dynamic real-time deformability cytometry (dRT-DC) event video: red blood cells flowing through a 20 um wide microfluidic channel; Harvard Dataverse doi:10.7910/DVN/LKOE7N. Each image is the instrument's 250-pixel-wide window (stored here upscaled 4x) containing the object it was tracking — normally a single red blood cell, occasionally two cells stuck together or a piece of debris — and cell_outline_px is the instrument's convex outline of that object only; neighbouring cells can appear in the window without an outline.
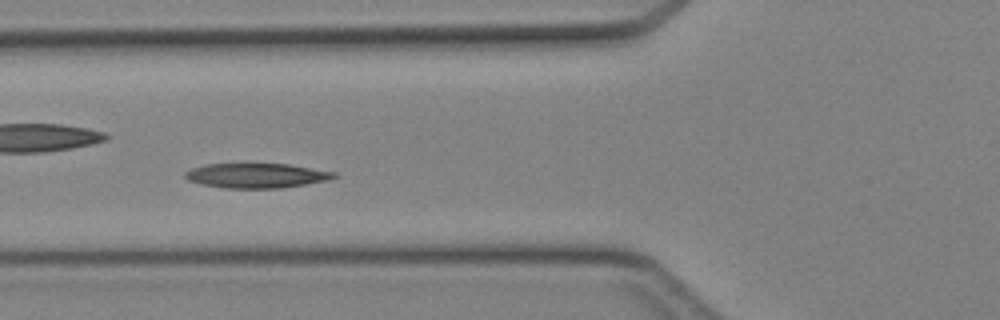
{"species": "Egyptian fruit bat (a non-hibernating species)", "species_latin": "Rousettus aegyptiacus", "temperature_condition": "cold", "stored_images_in_passage": 41, "camera_frame_rate_fps": 3000, "um_per_image_px": 0.085, "animal": {"sex": "female"}, "frame": {"image": 1, "passage_image": 13, "time_ms": 4.0, "image_size_px": [1000, 320], "cell_outline_px": [[336, 176], [328, 180], [280, 188], [224, 188], [200, 184], [188, 180], [184, 176], [184, 172], [192, 168], [204, 164], [244, 160], [252, 160], [288, 164], [336, 172]], "centroid_in_image_um": [21.71, 14.86], "position_along_channel_um": 104.1, "area_um2": 22.66}}
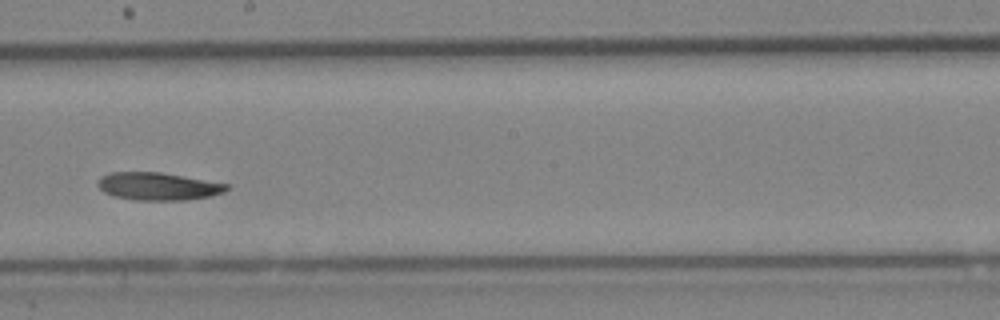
{"frame": {"image": 2, "passage_image": 22, "time_ms": 7.0, "image_size_px": [1000, 320], "cell_outline_px": [[232, 184], [224, 192], [212, 196], [184, 200], [136, 200], [112, 196], [104, 192], [96, 184], [100, 176], [112, 172], [160, 172]], "centroid_in_image_um": [13.45, 15.83], "position_along_channel_um": 234.7, "area_um2": 20.98}}
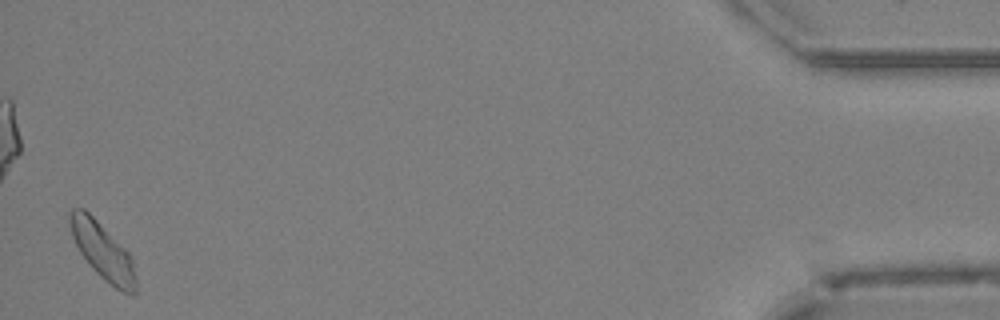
{"frame": {"image": 3, "passage_image": 41, "time_ms": 13.333, "image_size_px": [1000, 320], "cell_outline_px": [[136, 292], [132, 296], [116, 288], [104, 280], [88, 264], [80, 252], [72, 236], [68, 220], [68, 212], [72, 208], [84, 208], [128, 252], [132, 260], [136, 276]], "centroid_in_image_um": [8.71, 21.35], "position_along_channel_um": 426.5, "area_um2": 21.56}}